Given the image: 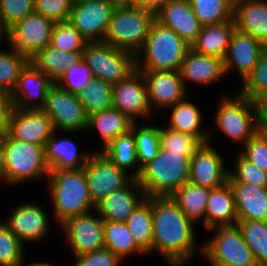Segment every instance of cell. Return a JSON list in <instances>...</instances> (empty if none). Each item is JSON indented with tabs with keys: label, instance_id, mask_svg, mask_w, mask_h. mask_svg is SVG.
<instances>
[{
	"label": "cell",
	"instance_id": "6da1fadb",
	"mask_svg": "<svg viewBox=\"0 0 267 266\" xmlns=\"http://www.w3.org/2000/svg\"><path fill=\"white\" fill-rule=\"evenodd\" d=\"M153 250L169 266H187L202 253V244L196 240L195 226L171 198L152 197ZM195 225V226H194Z\"/></svg>",
	"mask_w": 267,
	"mask_h": 266
},
{
	"label": "cell",
	"instance_id": "7a4b0ae2",
	"mask_svg": "<svg viewBox=\"0 0 267 266\" xmlns=\"http://www.w3.org/2000/svg\"><path fill=\"white\" fill-rule=\"evenodd\" d=\"M46 181L53 215L58 224L95 210L96 205L89 194L84 168L50 169Z\"/></svg>",
	"mask_w": 267,
	"mask_h": 266
},
{
	"label": "cell",
	"instance_id": "3957f363",
	"mask_svg": "<svg viewBox=\"0 0 267 266\" xmlns=\"http://www.w3.org/2000/svg\"><path fill=\"white\" fill-rule=\"evenodd\" d=\"M218 102L214 113V125L209 127L208 143L212 144L214 132L218 130L216 132L222 133L226 139L235 141L234 143L243 147L259 131L261 115L257 102L240 95L237 91L236 95L233 93L231 96H222Z\"/></svg>",
	"mask_w": 267,
	"mask_h": 266
},
{
	"label": "cell",
	"instance_id": "277c9868",
	"mask_svg": "<svg viewBox=\"0 0 267 266\" xmlns=\"http://www.w3.org/2000/svg\"><path fill=\"white\" fill-rule=\"evenodd\" d=\"M194 153H175L160 147L157 157L146 164L138 183L146 197L171 196L189 181L190 160Z\"/></svg>",
	"mask_w": 267,
	"mask_h": 266
},
{
	"label": "cell",
	"instance_id": "5b68a950",
	"mask_svg": "<svg viewBox=\"0 0 267 266\" xmlns=\"http://www.w3.org/2000/svg\"><path fill=\"white\" fill-rule=\"evenodd\" d=\"M190 46L156 19L142 48L135 54L137 70H180Z\"/></svg>",
	"mask_w": 267,
	"mask_h": 266
},
{
	"label": "cell",
	"instance_id": "8992f818",
	"mask_svg": "<svg viewBox=\"0 0 267 266\" xmlns=\"http://www.w3.org/2000/svg\"><path fill=\"white\" fill-rule=\"evenodd\" d=\"M5 160V185H20L24 182L42 180L48 177L49 168L45 162V145L13 139L6 131L2 137ZM29 180V181H28Z\"/></svg>",
	"mask_w": 267,
	"mask_h": 266
},
{
	"label": "cell",
	"instance_id": "52a82bcc",
	"mask_svg": "<svg viewBox=\"0 0 267 266\" xmlns=\"http://www.w3.org/2000/svg\"><path fill=\"white\" fill-rule=\"evenodd\" d=\"M154 20L155 13L141 6L115 7L103 42L136 54Z\"/></svg>",
	"mask_w": 267,
	"mask_h": 266
},
{
	"label": "cell",
	"instance_id": "ba28073f",
	"mask_svg": "<svg viewBox=\"0 0 267 266\" xmlns=\"http://www.w3.org/2000/svg\"><path fill=\"white\" fill-rule=\"evenodd\" d=\"M211 238L202 243V257L209 266H257L238 225L214 227Z\"/></svg>",
	"mask_w": 267,
	"mask_h": 266
},
{
	"label": "cell",
	"instance_id": "9c48e42d",
	"mask_svg": "<svg viewBox=\"0 0 267 266\" xmlns=\"http://www.w3.org/2000/svg\"><path fill=\"white\" fill-rule=\"evenodd\" d=\"M82 59L92 71L94 78L111 85L125 80L136 70L135 54L115 48L106 42H87Z\"/></svg>",
	"mask_w": 267,
	"mask_h": 266
},
{
	"label": "cell",
	"instance_id": "30bf717a",
	"mask_svg": "<svg viewBox=\"0 0 267 266\" xmlns=\"http://www.w3.org/2000/svg\"><path fill=\"white\" fill-rule=\"evenodd\" d=\"M50 117L54 130L62 134L87 131L88 115L76 94L54 83L49 89L42 109Z\"/></svg>",
	"mask_w": 267,
	"mask_h": 266
},
{
	"label": "cell",
	"instance_id": "8fae6325",
	"mask_svg": "<svg viewBox=\"0 0 267 266\" xmlns=\"http://www.w3.org/2000/svg\"><path fill=\"white\" fill-rule=\"evenodd\" d=\"M83 168L89 194L95 205L133 179L101 151H93Z\"/></svg>",
	"mask_w": 267,
	"mask_h": 266
},
{
	"label": "cell",
	"instance_id": "7c38bea8",
	"mask_svg": "<svg viewBox=\"0 0 267 266\" xmlns=\"http://www.w3.org/2000/svg\"><path fill=\"white\" fill-rule=\"evenodd\" d=\"M54 24L33 11L9 29V45L30 60L50 44Z\"/></svg>",
	"mask_w": 267,
	"mask_h": 266
},
{
	"label": "cell",
	"instance_id": "4fadbf2b",
	"mask_svg": "<svg viewBox=\"0 0 267 266\" xmlns=\"http://www.w3.org/2000/svg\"><path fill=\"white\" fill-rule=\"evenodd\" d=\"M115 7L108 0L73 3L68 21L87 42H102Z\"/></svg>",
	"mask_w": 267,
	"mask_h": 266
},
{
	"label": "cell",
	"instance_id": "5bb4252c",
	"mask_svg": "<svg viewBox=\"0 0 267 266\" xmlns=\"http://www.w3.org/2000/svg\"><path fill=\"white\" fill-rule=\"evenodd\" d=\"M28 202V203H27ZM24 201L11 208L4 223L24 245L27 243L38 244L47 238L51 230L48 213L37 202ZM50 228V229H49Z\"/></svg>",
	"mask_w": 267,
	"mask_h": 266
},
{
	"label": "cell",
	"instance_id": "9a60e30c",
	"mask_svg": "<svg viewBox=\"0 0 267 266\" xmlns=\"http://www.w3.org/2000/svg\"><path fill=\"white\" fill-rule=\"evenodd\" d=\"M91 213L69 218L60 225L73 257L104 248L103 219Z\"/></svg>",
	"mask_w": 267,
	"mask_h": 266
},
{
	"label": "cell",
	"instance_id": "2e32d148",
	"mask_svg": "<svg viewBox=\"0 0 267 266\" xmlns=\"http://www.w3.org/2000/svg\"><path fill=\"white\" fill-rule=\"evenodd\" d=\"M113 108L118 109L131 121L151 118L154 114L149 106L147 87L142 72L135 70L125 80L113 85Z\"/></svg>",
	"mask_w": 267,
	"mask_h": 266
},
{
	"label": "cell",
	"instance_id": "e0dca14e",
	"mask_svg": "<svg viewBox=\"0 0 267 266\" xmlns=\"http://www.w3.org/2000/svg\"><path fill=\"white\" fill-rule=\"evenodd\" d=\"M144 76L152 112L167 110L188 96L180 71L139 70ZM154 109V110H153Z\"/></svg>",
	"mask_w": 267,
	"mask_h": 266
},
{
	"label": "cell",
	"instance_id": "ac0fdd59",
	"mask_svg": "<svg viewBox=\"0 0 267 266\" xmlns=\"http://www.w3.org/2000/svg\"><path fill=\"white\" fill-rule=\"evenodd\" d=\"M224 161L213 143L202 144L191 157L189 182L209 189L227 183L230 168L225 167Z\"/></svg>",
	"mask_w": 267,
	"mask_h": 266
},
{
	"label": "cell",
	"instance_id": "d6986e66",
	"mask_svg": "<svg viewBox=\"0 0 267 266\" xmlns=\"http://www.w3.org/2000/svg\"><path fill=\"white\" fill-rule=\"evenodd\" d=\"M5 131L18 141L45 145L54 128L42 109L19 110L13 107Z\"/></svg>",
	"mask_w": 267,
	"mask_h": 266
},
{
	"label": "cell",
	"instance_id": "ffe728a7",
	"mask_svg": "<svg viewBox=\"0 0 267 266\" xmlns=\"http://www.w3.org/2000/svg\"><path fill=\"white\" fill-rule=\"evenodd\" d=\"M54 83L29 62L21 71L17 86L11 94L13 107L19 110L43 109L47 93Z\"/></svg>",
	"mask_w": 267,
	"mask_h": 266
},
{
	"label": "cell",
	"instance_id": "44dd1931",
	"mask_svg": "<svg viewBox=\"0 0 267 266\" xmlns=\"http://www.w3.org/2000/svg\"><path fill=\"white\" fill-rule=\"evenodd\" d=\"M179 71L186 89L189 84L210 87L226 76L223 59L198 53L191 47L181 62Z\"/></svg>",
	"mask_w": 267,
	"mask_h": 266
},
{
	"label": "cell",
	"instance_id": "7402d4cb",
	"mask_svg": "<svg viewBox=\"0 0 267 266\" xmlns=\"http://www.w3.org/2000/svg\"><path fill=\"white\" fill-rule=\"evenodd\" d=\"M146 198L138 180L132 179L126 186L115 190L97 203L93 212L99 214L103 220L126 222Z\"/></svg>",
	"mask_w": 267,
	"mask_h": 266
},
{
	"label": "cell",
	"instance_id": "603a6c76",
	"mask_svg": "<svg viewBox=\"0 0 267 266\" xmlns=\"http://www.w3.org/2000/svg\"><path fill=\"white\" fill-rule=\"evenodd\" d=\"M264 48L265 46L250 34L235 29L224 58L226 76L235 68L243 81L253 71Z\"/></svg>",
	"mask_w": 267,
	"mask_h": 266
},
{
	"label": "cell",
	"instance_id": "cb8c5ba5",
	"mask_svg": "<svg viewBox=\"0 0 267 266\" xmlns=\"http://www.w3.org/2000/svg\"><path fill=\"white\" fill-rule=\"evenodd\" d=\"M155 19L171 28L190 47L196 42L202 25L189 0H171L155 13Z\"/></svg>",
	"mask_w": 267,
	"mask_h": 266
},
{
	"label": "cell",
	"instance_id": "d4e9b609",
	"mask_svg": "<svg viewBox=\"0 0 267 266\" xmlns=\"http://www.w3.org/2000/svg\"><path fill=\"white\" fill-rule=\"evenodd\" d=\"M54 130L52 136L46 141L44 152L45 162L50 169H82L94 150L78 152L77 143L69 137L57 136Z\"/></svg>",
	"mask_w": 267,
	"mask_h": 266
},
{
	"label": "cell",
	"instance_id": "484cf974",
	"mask_svg": "<svg viewBox=\"0 0 267 266\" xmlns=\"http://www.w3.org/2000/svg\"><path fill=\"white\" fill-rule=\"evenodd\" d=\"M236 29L267 47V0H234Z\"/></svg>",
	"mask_w": 267,
	"mask_h": 266
},
{
	"label": "cell",
	"instance_id": "4316f807",
	"mask_svg": "<svg viewBox=\"0 0 267 266\" xmlns=\"http://www.w3.org/2000/svg\"><path fill=\"white\" fill-rule=\"evenodd\" d=\"M235 197L229 181L210 189L205 212V230L219 226L237 225Z\"/></svg>",
	"mask_w": 267,
	"mask_h": 266
},
{
	"label": "cell",
	"instance_id": "83f0119b",
	"mask_svg": "<svg viewBox=\"0 0 267 266\" xmlns=\"http://www.w3.org/2000/svg\"><path fill=\"white\" fill-rule=\"evenodd\" d=\"M238 220L267 221V187L230 183Z\"/></svg>",
	"mask_w": 267,
	"mask_h": 266
},
{
	"label": "cell",
	"instance_id": "f1b7e54d",
	"mask_svg": "<svg viewBox=\"0 0 267 266\" xmlns=\"http://www.w3.org/2000/svg\"><path fill=\"white\" fill-rule=\"evenodd\" d=\"M199 106L196 103L192 102L190 99L187 100V97L168 108L171 110L169 113L170 117L167 127L181 132L193 135L197 137L203 144L208 143L209 140V129L201 126L203 125V113L202 110L198 108Z\"/></svg>",
	"mask_w": 267,
	"mask_h": 266
},
{
	"label": "cell",
	"instance_id": "f546056e",
	"mask_svg": "<svg viewBox=\"0 0 267 266\" xmlns=\"http://www.w3.org/2000/svg\"><path fill=\"white\" fill-rule=\"evenodd\" d=\"M235 29L234 19L219 24L204 25L191 48L198 53L224 60Z\"/></svg>",
	"mask_w": 267,
	"mask_h": 266
},
{
	"label": "cell",
	"instance_id": "4dcf8cb0",
	"mask_svg": "<svg viewBox=\"0 0 267 266\" xmlns=\"http://www.w3.org/2000/svg\"><path fill=\"white\" fill-rule=\"evenodd\" d=\"M132 123L126 115L113 107L91 114L88 117L87 130L96 129L102 145L94 151L105 149L116 137L128 132Z\"/></svg>",
	"mask_w": 267,
	"mask_h": 266
},
{
	"label": "cell",
	"instance_id": "1f68e13d",
	"mask_svg": "<svg viewBox=\"0 0 267 266\" xmlns=\"http://www.w3.org/2000/svg\"><path fill=\"white\" fill-rule=\"evenodd\" d=\"M101 152L133 179L139 178L142 169L137 161L135 138L131 129L116 137Z\"/></svg>",
	"mask_w": 267,
	"mask_h": 266
},
{
	"label": "cell",
	"instance_id": "d6a6232c",
	"mask_svg": "<svg viewBox=\"0 0 267 266\" xmlns=\"http://www.w3.org/2000/svg\"><path fill=\"white\" fill-rule=\"evenodd\" d=\"M81 60L82 52L59 51L48 45L33 56L30 62L56 82L68 68Z\"/></svg>",
	"mask_w": 267,
	"mask_h": 266
},
{
	"label": "cell",
	"instance_id": "836d02e7",
	"mask_svg": "<svg viewBox=\"0 0 267 266\" xmlns=\"http://www.w3.org/2000/svg\"><path fill=\"white\" fill-rule=\"evenodd\" d=\"M209 192V188L198 186L188 181L177 189L171 195V198L191 222L195 224L203 220L205 228V212Z\"/></svg>",
	"mask_w": 267,
	"mask_h": 266
},
{
	"label": "cell",
	"instance_id": "e575fe53",
	"mask_svg": "<svg viewBox=\"0 0 267 266\" xmlns=\"http://www.w3.org/2000/svg\"><path fill=\"white\" fill-rule=\"evenodd\" d=\"M126 225L136 245L147 255L153 250L152 197H147L127 218Z\"/></svg>",
	"mask_w": 267,
	"mask_h": 266
},
{
	"label": "cell",
	"instance_id": "d590c367",
	"mask_svg": "<svg viewBox=\"0 0 267 266\" xmlns=\"http://www.w3.org/2000/svg\"><path fill=\"white\" fill-rule=\"evenodd\" d=\"M104 247L118 256L122 261L131 255H145L136 245L125 222L103 220Z\"/></svg>",
	"mask_w": 267,
	"mask_h": 266
},
{
	"label": "cell",
	"instance_id": "8d00e7d4",
	"mask_svg": "<svg viewBox=\"0 0 267 266\" xmlns=\"http://www.w3.org/2000/svg\"><path fill=\"white\" fill-rule=\"evenodd\" d=\"M144 122H133L131 126L135 138L137 161L141 169L156 158L160 150L159 127L150 124V119L149 122Z\"/></svg>",
	"mask_w": 267,
	"mask_h": 266
},
{
	"label": "cell",
	"instance_id": "74e56055",
	"mask_svg": "<svg viewBox=\"0 0 267 266\" xmlns=\"http://www.w3.org/2000/svg\"><path fill=\"white\" fill-rule=\"evenodd\" d=\"M113 85L98 78H93L78 94L88 116L113 107Z\"/></svg>",
	"mask_w": 267,
	"mask_h": 266
},
{
	"label": "cell",
	"instance_id": "f35d334b",
	"mask_svg": "<svg viewBox=\"0 0 267 266\" xmlns=\"http://www.w3.org/2000/svg\"><path fill=\"white\" fill-rule=\"evenodd\" d=\"M237 225L257 266H267V221L238 220Z\"/></svg>",
	"mask_w": 267,
	"mask_h": 266
},
{
	"label": "cell",
	"instance_id": "ab89813d",
	"mask_svg": "<svg viewBox=\"0 0 267 266\" xmlns=\"http://www.w3.org/2000/svg\"><path fill=\"white\" fill-rule=\"evenodd\" d=\"M202 26L225 22L233 18L234 0H189Z\"/></svg>",
	"mask_w": 267,
	"mask_h": 266
},
{
	"label": "cell",
	"instance_id": "60d3db41",
	"mask_svg": "<svg viewBox=\"0 0 267 266\" xmlns=\"http://www.w3.org/2000/svg\"><path fill=\"white\" fill-rule=\"evenodd\" d=\"M29 62L27 57L19 54L10 45L0 49V89L11 95L17 86L21 71Z\"/></svg>",
	"mask_w": 267,
	"mask_h": 266
},
{
	"label": "cell",
	"instance_id": "b9f144b4",
	"mask_svg": "<svg viewBox=\"0 0 267 266\" xmlns=\"http://www.w3.org/2000/svg\"><path fill=\"white\" fill-rule=\"evenodd\" d=\"M241 87L237 92L254 102H258L267 92V47L261 51L256 66L245 77Z\"/></svg>",
	"mask_w": 267,
	"mask_h": 266
},
{
	"label": "cell",
	"instance_id": "7bdbcfd3",
	"mask_svg": "<svg viewBox=\"0 0 267 266\" xmlns=\"http://www.w3.org/2000/svg\"><path fill=\"white\" fill-rule=\"evenodd\" d=\"M25 253V246L0 219V266H22Z\"/></svg>",
	"mask_w": 267,
	"mask_h": 266
},
{
	"label": "cell",
	"instance_id": "ee69618b",
	"mask_svg": "<svg viewBox=\"0 0 267 266\" xmlns=\"http://www.w3.org/2000/svg\"><path fill=\"white\" fill-rule=\"evenodd\" d=\"M86 43L87 41L69 21L54 24L49 45L55 49L83 52Z\"/></svg>",
	"mask_w": 267,
	"mask_h": 266
},
{
	"label": "cell",
	"instance_id": "f6af8a7d",
	"mask_svg": "<svg viewBox=\"0 0 267 266\" xmlns=\"http://www.w3.org/2000/svg\"><path fill=\"white\" fill-rule=\"evenodd\" d=\"M234 158V170H229V183H246L267 187V171L246 160L239 152ZM232 169V170H231Z\"/></svg>",
	"mask_w": 267,
	"mask_h": 266
},
{
	"label": "cell",
	"instance_id": "bcb514c9",
	"mask_svg": "<svg viewBox=\"0 0 267 266\" xmlns=\"http://www.w3.org/2000/svg\"><path fill=\"white\" fill-rule=\"evenodd\" d=\"M160 147L169 152L195 153L202 142L195 136L175 131L169 127H159Z\"/></svg>",
	"mask_w": 267,
	"mask_h": 266
},
{
	"label": "cell",
	"instance_id": "7dc6e473",
	"mask_svg": "<svg viewBox=\"0 0 267 266\" xmlns=\"http://www.w3.org/2000/svg\"><path fill=\"white\" fill-rule=\"evenodd\" d=\"M93 78L91 69L82 59L78 64L68 68L55 83L77 95Z\"/></svg>",
	"mask_w": 267,
	"mask_h": 266
},
{
	"label": "cell",
	"instance_id": "c3c4849f",
	"mask_svg": "<svg viewBox=\"0 0 267 266\" xmlns=\"http://www.w3.org/2000/svg\"><path fill=\"white\" fill-rule=\"evenodd\" d=\"M34 11V0H0V18L10 29Z\"/></svg>",
	"mask_w": 267,
	"mask_h": 266
},
{
	"label": "cell",
	"instance_id": "681fc988",
	"mask_svg": "<svg viewBox=\"0 0 267 266\" xmlns=\"http://www.w3.org/2000/svg\"><path fill=\"white\" fill-rule=\"evenodd\" d=\"M72 5L71 0H34V11L54 23L67 22Z\"/></svg>",
	"mask_w": 267,
	"mask_h": 266
},
{
	"label": "cell",
	"instance_id": "f907efd6",
	"mask_svg": "<svg viewBox=\"0 0 267 266\" xmlns=\"http://www.w3.org/2000/svg\"><path fill=\"white\" fill-rule=\"evenodd\" d=\"M239 153L249 162L267 171V140L259 131L248 140Z\"/></svg>",
	"mask_w": 267,
	"mask_h": 266
},
{
	"label": "cell",
	"instance_id": "816d5d0a",
	"mask_svg": "<svg viewBox=\"0 0 267 266\" xmlns=\"http://www.w3.org/2000/svg\"><path fill=\"white\" fill-rule=\"evenodd\" d=\"M75 260L72 266H121L123 262L105 247L91 253L75 256Z\"/></svg>",
	"mask_w": 267,
	"mask_h": 266
},
{
	"label": "cell",
	"instance_id": "f5cc1de1",
	"mask_svg": "<svg viewBox=\"0 0 267 266\" xmlns=\"http://www.w3.org/2000/svg\"><path fill=\"white\" fill-rule=\"evenodd\" d=\"M12 108L11 95L0 89V126L4 130H6Z\"/></svg>",
	"mask_w": 267,
	"mask_h": 266
},
{
	"label": "cell",
	"instance_id": "db71d44e",
	"mask_svg": "<svg viewBox=\"0 0 267 266\" xmlns=\"http://www.w3.org/2000/svg\"><path fill=\"white\" fill-rule=\"evenodd\" d=\"M169 1L171 0H135V4L156 13Z\"/></svg>",
	"mask_w": 267,
	"mask_h": 266
},
{
	"label": "cell",
	"instance_id": "11a10c76",
	"mask_svg": "<svg viewBox=\"0 0 267 266\" xmlns=\"http://www.w3.org/2000/svg\"><path fill=\"white\" fill-rule=\"evenodd\" d=\"M5 39V40H4ZM4 40V41H3ZM7 42L9 45V29L3 24V20L0 18V49L2 48V42Z\"/></svg>",
	"mask_w": 267,
	"mask_h": 266
},
{
	"label": "cell",
	"instance_id": "9f6ffc18",
	"mask_svg": "<svg viewBox=\"0 0 267 266\" xmlns=\"http://www.w3.org/2000/svg\"><path fill=\"white\" fill-rule=\"evenodd\" d=\"M257 106L261 115V118H267V92L265 95L257 102Z\"/></svg>",
	"mask_w": 267,
	"mask_h": 266
},
{
	"label": "cell",
	"instance_id": "6f0895ef",
	"mask_svg": "<svg viewBox=\"0 0 267 266\" xmlns=\"http://www.w3.org/2000/svg\"><path fill=\"white\" fill-rule=\"evenodd\" d=\"M0 182L5 183V160L2 141H0Z\"/></svg>",
	"mask_w": 267,
	"mask_h": 266
},
{
	"label": "cell",
	"instance_id": "680465c9",
	"mask_svg": "<svg viewBox=\"0 0 267 266\" xmlns=\"http://www.w3.org/2000/svg\"><path fill=\"white\" fill-rule=\"evenodd\" d=\"M114 7L134 6L135 0H108Z\"/></svg>",
	"mask_w": 267,
	"mask_h": 266
},
{
	"label": "cell",
	"instance_id": "91938a15",
	"mask_svg": "<svg viewBox=\"0 0 267 266\" xmlns=\"http://www.w3.org/2000/svg\"><path fill=\"white\" fill-rule=\"evenodd\" d=\"M259 132L267 140V118H261L260 125H259Z\"/></svg>",
	"mask_w": 267,
	"mask_h": 266
},
{
	"label": "cell",
	"instance_id": "94428289",
	"mask_svg": "<svg viewBox=\"0 0 267 266\" xmlns=\"http://www.w3.org/2000/svg\"><path fill=\"white\" fill-rule=\"evenodd\" d=\"M22 266H54V265L51 263L44 262V260H43L42 262L36 261L35 263L33 262V263H29L27 265L24 262V264Z\"/></svg>",
	"mask_w": 267,
	"mask_h": 266
},
{
	"label": "cell",
	"instance_id": "6125c7cd",
	"mask_svg": "<svg viewBox=\"0 0 267 266\" xmlns=\"http://www.w3.org/2000/svg\"><path fill=\"white\" fill-rule=\"evenodd\" d=\"M5 130L0 126V141H2V137L4 134Z\"/></svg>",
	"mask_w": 267,
	"mask_h": 266
},
{
	"label": "cell",
	"instance_id": "be15d7a7",
	"mask_svg": "<svg viewBox=\"0 0 267 266\" xmlns=\"http://www.w3.org/2000/svg\"><path fill=\"white\" fill-rule=\"evenodd\" d=\"M73 3L84 1V0H71Z\"/></svg>",
	"mask_w": 267,
	"mask_h": 266
}]
</instances>
